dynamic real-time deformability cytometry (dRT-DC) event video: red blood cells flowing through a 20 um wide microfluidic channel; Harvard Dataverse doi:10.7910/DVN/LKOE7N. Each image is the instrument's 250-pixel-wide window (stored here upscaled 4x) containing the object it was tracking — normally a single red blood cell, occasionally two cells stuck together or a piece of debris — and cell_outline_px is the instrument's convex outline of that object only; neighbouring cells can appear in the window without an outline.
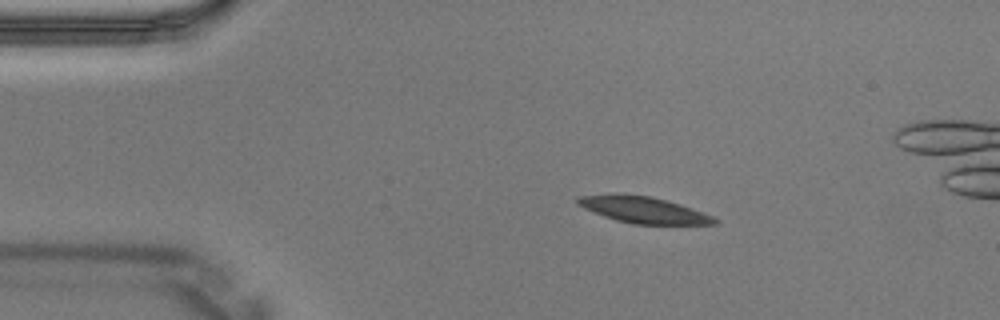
{"species": "Egyptian fruit bat (a non-hibernating species)", "species_latin": "Rousettus aegyptiacus", "temperature_condition": "warm", "stored_images_in_passage": 3, "camera_frame_rate_fps": 3000, "um_per_image_px": 0.085, "animal": {"sex": "male"}, "frame": {"image": 1, "passage_image": 1, "time_ms": 0.0, "image_size_px": [1000, 320], "cell_outline_px": [[720, 220], [716, 224], [632, 224], [616, 220], [604, 216], [584, 208], [576, 204], [576, 200], [580, 196], [648, 196], [668, 200], [692, 208], [712, 216]], "centroid_in_image_um": [54.78, 17.88], "position_along_channel_um": 30.2, "area_um2": 20.23}}